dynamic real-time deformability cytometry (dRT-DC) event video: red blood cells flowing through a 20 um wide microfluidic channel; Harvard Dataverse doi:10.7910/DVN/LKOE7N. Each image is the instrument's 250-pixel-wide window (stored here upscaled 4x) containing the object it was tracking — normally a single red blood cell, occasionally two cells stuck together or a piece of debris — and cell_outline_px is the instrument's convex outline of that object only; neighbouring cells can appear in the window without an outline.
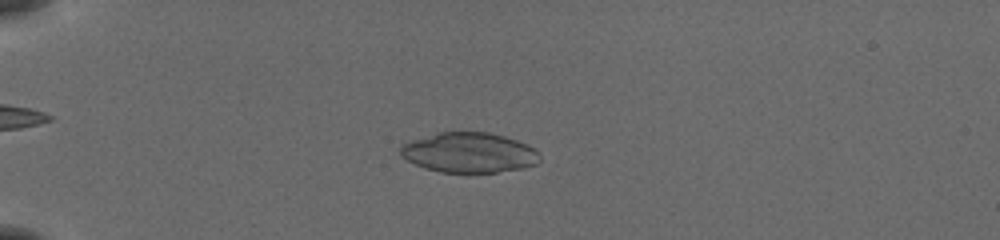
{"species": "common noctule bat (a hibernating species)", "species_latin": "Nyctalus noctula", "temperature_condition": "cold", "stored_images_in_passage": 9, "camera_frame_rate_fps": 3000, "um_per_image_px": 0.085, "animal": {"sex": "female", "body_mass_g": 19.5, "forearm_length_mm": 54.1}, "frame": {"image": 1, "passage_image": 8, "time_ms": 2.333, "image_size_px": [1000, 240], "cell_outline_px": [[540, 160], [536, 164], [520, 168], [496, 172], [440, 172], [424, 168], [400, 156], [400, 144], [412, 140], [440, 132], [488, 132], [504, 136], [528, 144], [540, 152]], "centroid_in_image_um": [39.88, 12.97], "position_along_channel_um": 45.1, "area_um2": 32.48}}